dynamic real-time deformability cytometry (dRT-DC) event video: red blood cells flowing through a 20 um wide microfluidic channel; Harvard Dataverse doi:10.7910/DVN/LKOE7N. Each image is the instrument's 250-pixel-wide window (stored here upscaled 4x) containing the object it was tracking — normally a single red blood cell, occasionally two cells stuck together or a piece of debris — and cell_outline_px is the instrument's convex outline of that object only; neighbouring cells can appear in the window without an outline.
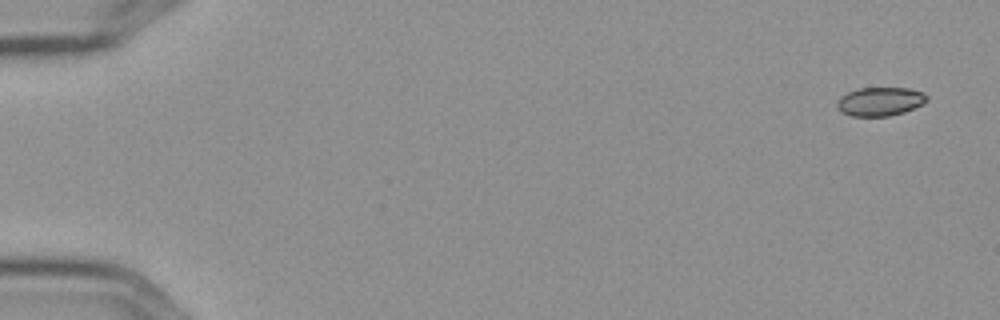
{"species": "Egyptian fruit bat (a non-hibernating species)", "species_latin": "Rousettus aegyptiacus", "temperature_condition": "cold", "stored_images_in_passage": 6, "segment_of_instrument_passage": [1, 2], "camera_frame_rate_fps": 3000, "um_per_image_px": 0.085, "frame": {"image": 1, "passage_image": 1, "time_ms": 0.0, "image_size_px": [1000, 320], "cell_outline_px": [[928, 100], [924, 104], [904, 112], [888, 116], [852, 116], [840, 112], [836, 108], [836, 100], [840, 96], [848, 92], [860, 88], [908, 88], [924, 92], [928, 96]], "centroid_in_image_um": [74.8, 8.63], "position_along_channel_um": 10.2, "area_um2": 15.26}}